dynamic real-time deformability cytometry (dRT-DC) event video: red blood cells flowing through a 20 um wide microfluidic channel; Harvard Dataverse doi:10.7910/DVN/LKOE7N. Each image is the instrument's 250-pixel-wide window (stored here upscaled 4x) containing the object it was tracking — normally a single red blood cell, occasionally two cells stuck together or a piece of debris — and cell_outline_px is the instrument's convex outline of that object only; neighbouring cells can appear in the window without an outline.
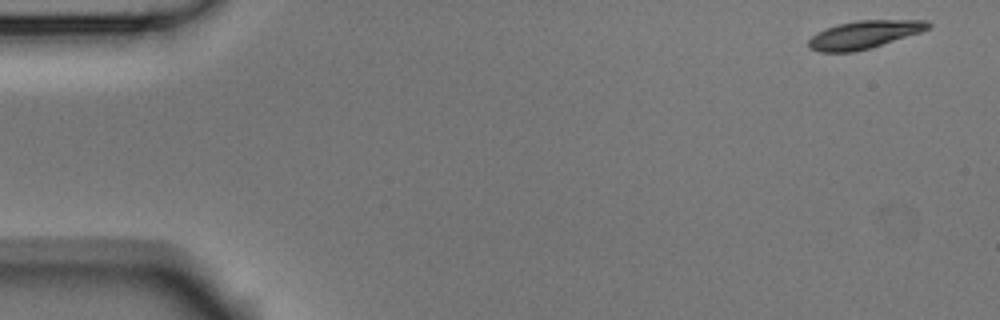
{"species": "Egyptian fruit bat (a non-hibernating species)", "species_latin": "Rousettus aegyptiacus", "temperature_condition": "room temperature", "stored_images_in_passage": 52, "camera_frame_rate_fps": 3000, "um_per_image_px": 0.085, "animal": {"sex": "male"}, "frame": {"image": 1, "passage_image": 1, "time_ms": 0.0, "image_size_px": [1000, 320], "cell_outline_px": [[932, 28], [920, 32], [856, 52], [820, 52], [808, 48], [808, 40], [816, 32], [824, 28], [836, 24], [856, 20], [928, 20], [932, 24]], "centroid_in_image_um": [73.42, 2.93], "position_along_channel_um": 11.6, "area_um2": 19.59}}
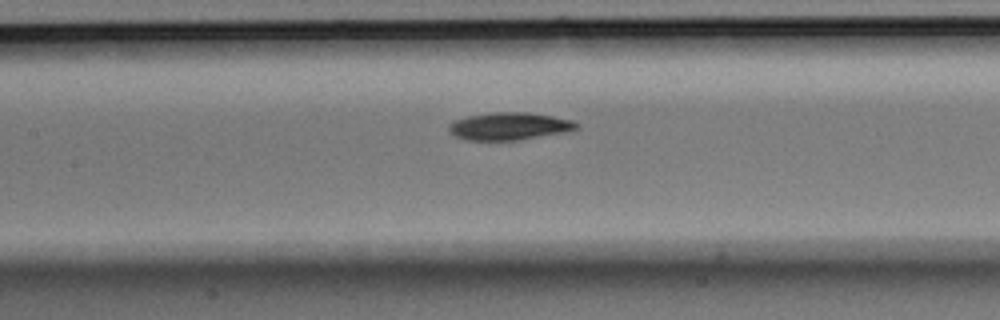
{"frame": {"image": 2, "passage_image": 23, "time_ms": 7.333, "image_size_px": [1000, 320], "cell_outline_px": [[580, 128], [564, 132], [516, 140], [468, 140], [456, 136], [448, 128], [448, 124], [456, 120], [468, 116], [492, 112], [528, 112], [552, 116], [572, 120], [580, 124]], "centroid_in_image_um": [43.32, 10.72], "position_along_channel_um": 164.1, "area_um2": 20.29}}
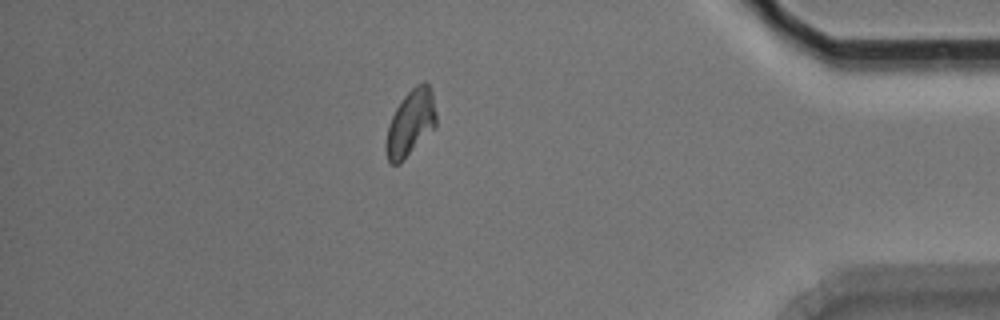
{"frame": {"image": 3, "passage_image": 45, "time_ms": 14.667, "image_size_px": [1000, 320], "cell_outline_px": [[436, 128], [400, 164], [392, 164], [388, 160], [384, 148], [384, 144], [388, 124], [396, 108], [404, 96], [416, 84], [424, 80], [428, 84], [432, 92], [436, 112]], "centroid_in_image_um": [34.9, 10.48], "position_along_channel_um": 400.3, "area_um2": 19.71}, "authors_computed_cell_mechanics": {"area_um2": 19.6809, "velocity_mm_per_s": 3.7475, "shape_relaxation_time_tau1_ms": 4.7153, "shape_relaxation_time_tau2_ms": null, "deformation_change_tau1": 0.1526, "deformation_change_tau2": null}}